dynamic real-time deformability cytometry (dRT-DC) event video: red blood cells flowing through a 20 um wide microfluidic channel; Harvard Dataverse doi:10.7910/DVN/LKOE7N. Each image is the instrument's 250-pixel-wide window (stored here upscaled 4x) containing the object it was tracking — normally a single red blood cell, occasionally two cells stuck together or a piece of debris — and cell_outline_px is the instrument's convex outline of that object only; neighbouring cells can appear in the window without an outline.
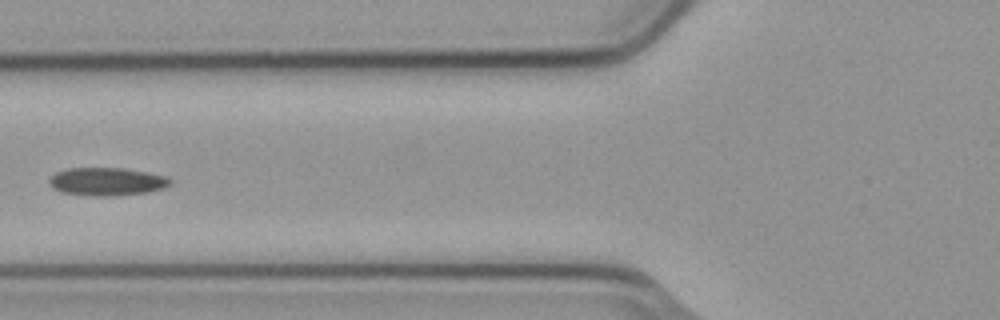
{"species": "common noctule bat (a hibernating species)", "species_latin": "Nyctalus noctula", "temperature_condition": "cold", "stored_images_in_passage": 5, "camera_frame_rate_fps": 3000, "um_per_image_px": 0.085, "animal": {"sex": "male", "body_mass_g": 23.1, "forearm_length_mm": 52.7}, "frame": {"image": 1, "passage_image": 4, "time_ms": 1.0, "image_size_px": [1000, 320], "cell_outline_px": [[172, 184], [164, 188], [148, 192], [112, 196], [92, 196], [60, 192], [52, 188], [48, 184], [48, 180], [56, 172], [68, 168], [120, 168], [144, 172], [164, 176], [172, 180]], "centroid_in_image_um": [9.04, 15.44], "position_along_channel_um": 116.8, "area_um2": 19.77}}
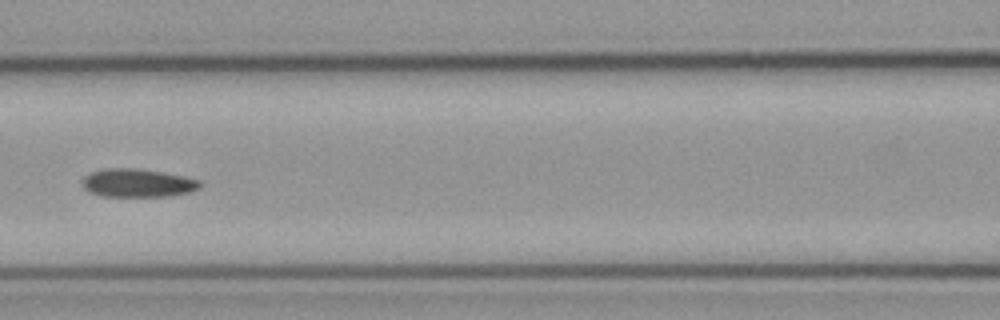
{"frame": {"image": 2, "passage_image": 5, "time_ms": 1.333, "image_size_px": [1000, 320], "cell_outline_px": [[204, 184], [200, 188], [188, 192], [168, 196], [100, 196], [88, 192], [84, 188], [84, 176], [92, 172], [108, 168], [136, 168], [184, 176], [200, 180]], "centroid_in_image_um": [11.72, 15.56], "position_along_channel_um": 154.9, "area_um2": 19.31}}